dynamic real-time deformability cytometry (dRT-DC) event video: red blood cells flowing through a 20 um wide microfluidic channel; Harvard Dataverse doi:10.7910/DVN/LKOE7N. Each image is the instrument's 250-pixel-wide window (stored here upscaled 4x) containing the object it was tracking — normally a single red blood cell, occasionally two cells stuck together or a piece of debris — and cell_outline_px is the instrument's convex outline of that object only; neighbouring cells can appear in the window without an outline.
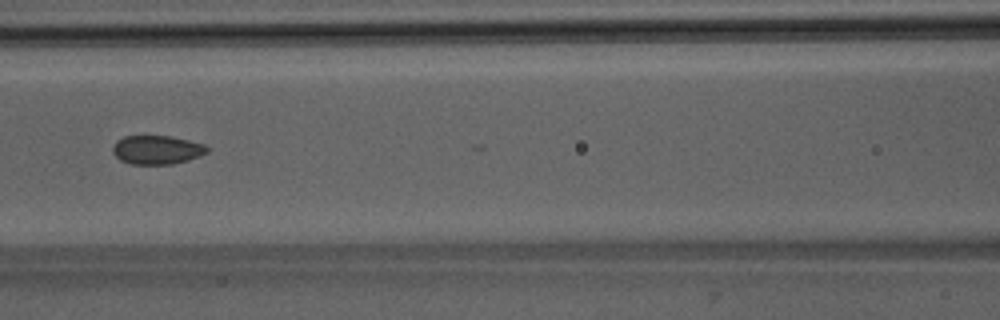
{"species": "Egyptian fruit bat (a non-hibernating species)", "species_latin": "Rousettus aegyptiacus", "temperature_condition": "room temperature", "stored_images_in_passage": 5, "camera_frame_rate_fps": 3000, "um_per_image_px": 0.085, "animal": {"sex": "male"}, "frame": {"image": 1, "passage_image": 4, "time_ms": 3.667, "image_size_px": [1000, 320], "cell_outline_px": [[208, 152], [200, 156], [188, 160], [172, 164], [132, 164], [120, 160], [112, 152], [112, 148], [116, 140], [124, 136], [168, 136], [188, 140], [204, 144], [208, 148]], "centroid_in_image_um": [13.32, 12.73], "position_along_channel_um": 153.3, "area_um2": 15.84}}